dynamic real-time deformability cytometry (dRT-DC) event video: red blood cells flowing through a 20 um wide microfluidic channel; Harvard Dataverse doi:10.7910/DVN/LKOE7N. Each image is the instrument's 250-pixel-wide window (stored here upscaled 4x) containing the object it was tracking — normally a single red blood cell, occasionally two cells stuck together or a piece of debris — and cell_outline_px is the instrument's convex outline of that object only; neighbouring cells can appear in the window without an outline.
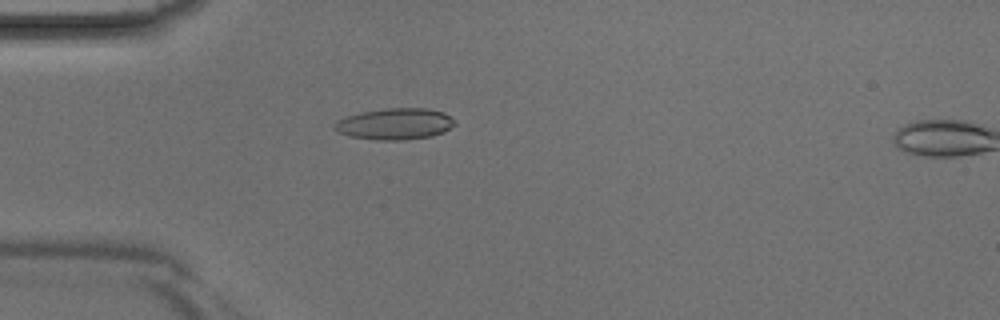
{"species": "Egyptian fruit bat (a non-hibernating species)", "species_latin": "Rousettus aegyptiacus", "temperature_condition": "room temperature", "stored_images_in_passage": 5, "camera_frame_rate_fps": 3000, "um_per_image_px": 0.085, "animal": {"sex": "male"}, "frame": {"image": 1, "passage_image": 4, "time_ms": 1.0, "image_size_px": [1000, 320], "cell_outline_px": [[456, 124], [444, 132], [432, 136], [404, 140], [376, 140], [352, 136], [336, 132], [332, 128], [332, 124], [336, 120], [360, 112], [388, 108], [428, 108], [444, 112]], "centroid_in_image_um": [33.53, 10.53], "position_along_channel_um": 51.5, "area_um2": 22.08}}